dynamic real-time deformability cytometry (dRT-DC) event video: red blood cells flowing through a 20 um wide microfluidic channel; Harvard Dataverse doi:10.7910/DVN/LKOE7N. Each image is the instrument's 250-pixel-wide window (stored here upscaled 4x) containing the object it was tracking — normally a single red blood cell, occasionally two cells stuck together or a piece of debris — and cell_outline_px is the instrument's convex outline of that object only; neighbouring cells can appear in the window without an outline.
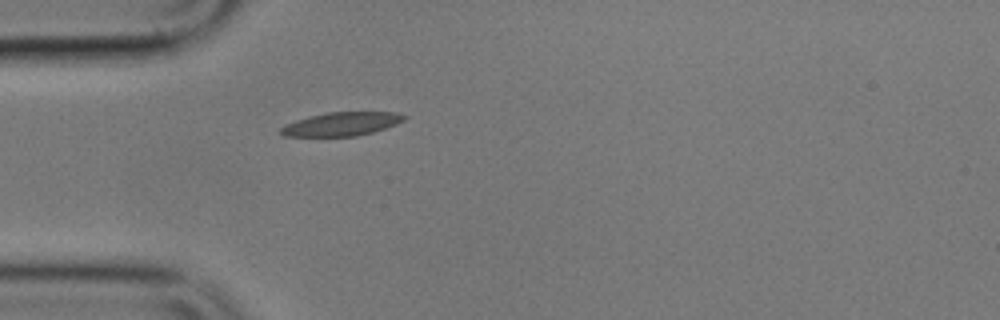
{"species": "common noctule bat (a hibernating species)", "species_latin": "Nyctalus noctula", "temperature_condition": "cold", "stored_images_in_passage": 32, "camera_frame_rate_fps": 3000, "um_per_image_px": 0.085, "animal": {"sex": "male", "body_mass_g": 17.9}, "frame": {"image": 1, "passage_image": 1, "time_ms": 0.0, "image_size_px": [1000, 320], "cell_outline_px": [[408, 116], [404, 120], [396, 124], [372, 132], [356, 136], [284, 136], [280, 132], [280, 128], [296, 120], [328, 112], [396, 112]], "centroid_in_image_um": [29.06, 10.54], "position_along_channel_um": 55.9, "area_um2": 16.7}}
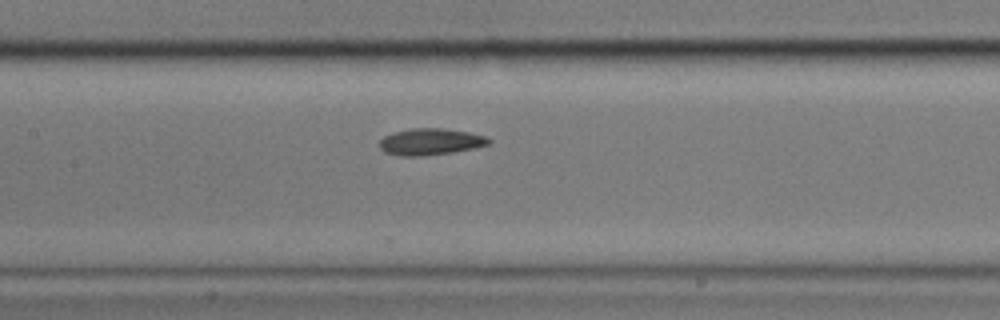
{"frame": {"image": 2, "passage_image": 11, "time_ms": 3.333, "image_size_px": [1000, 320], "cell_outline_px": [[492, 140], [488, 144], [476, 148], [452, 152], [420, 156], [400, 156], [384, 152], [380, 148], [380, 140], [384, 136], [392, 132], [412, 128], [440, 128], [468, 132], [484, 136]], "centroid_in_image_um": [36.56, 12.05], "position_along_channel_um": 170.8, "area_um2": 16.88}}
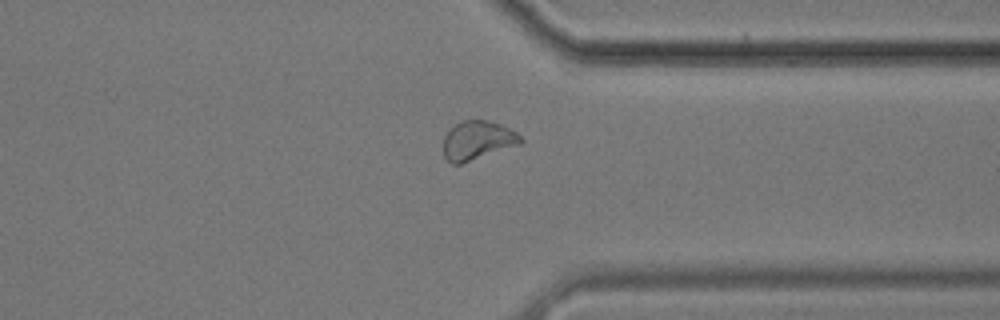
{"frame": {"image": 3, "passage_image": 28, "time_ms": 9.0, "image_size_px": [1000, 320], "cell_outline_px": [[524, 140], [520, 144], [460, 164], [452, 164], [444, 156], [444, 136], [460, 120], [488, 120], [500, 124], [516, 132]], "centroid_in_image_um": [40.59, 11.92], "position_along_channel_um": 370.8, "area_um2": 17.28}}